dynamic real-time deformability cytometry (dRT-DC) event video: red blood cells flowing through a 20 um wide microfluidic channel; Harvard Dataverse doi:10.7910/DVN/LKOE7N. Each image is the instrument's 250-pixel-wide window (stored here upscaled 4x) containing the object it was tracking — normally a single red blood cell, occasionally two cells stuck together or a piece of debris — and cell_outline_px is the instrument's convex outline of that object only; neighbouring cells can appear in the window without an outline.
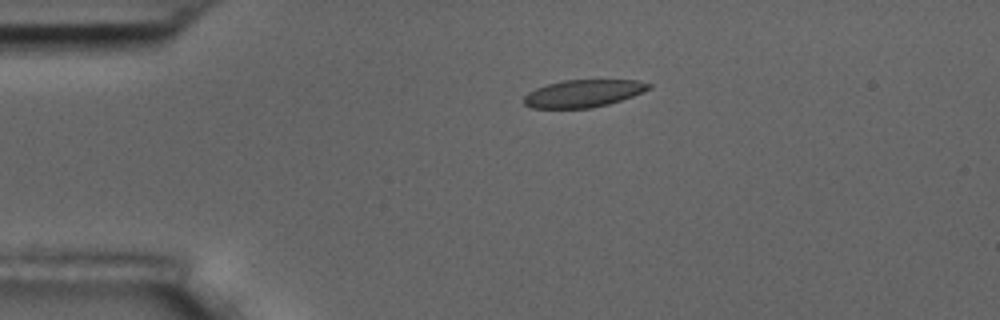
{"species": "common noctule bat (a hibernating species)", "species_latin": "Nyctalus noctula", "temperature_condition": "room temperature", "stored_images_in_passage": 4, "camera_frame_rate_fps": 3000, "um_per_image_px": 0.085, "animal": {"sex": "male", "body_mass_g": 17.5, "forearm_length_mm": 52.3}, "frame": {"image": 1, "passage_image": 3, "time_ms": 3.333, "image_size_px": [1000, 320], "cell_outline_px": [[652, 88], [644, 92], [608, 104], [592, 108], [532, 108], [524, 104], [524, 96], [528, 92], [536, 88], [548, 84], [564, 80], [636, 80], [652, 84]], "centroid_in_image_um": [49.59, 7.94], "position_along_channel_um": 35.4, "area_um2": 19.94}}